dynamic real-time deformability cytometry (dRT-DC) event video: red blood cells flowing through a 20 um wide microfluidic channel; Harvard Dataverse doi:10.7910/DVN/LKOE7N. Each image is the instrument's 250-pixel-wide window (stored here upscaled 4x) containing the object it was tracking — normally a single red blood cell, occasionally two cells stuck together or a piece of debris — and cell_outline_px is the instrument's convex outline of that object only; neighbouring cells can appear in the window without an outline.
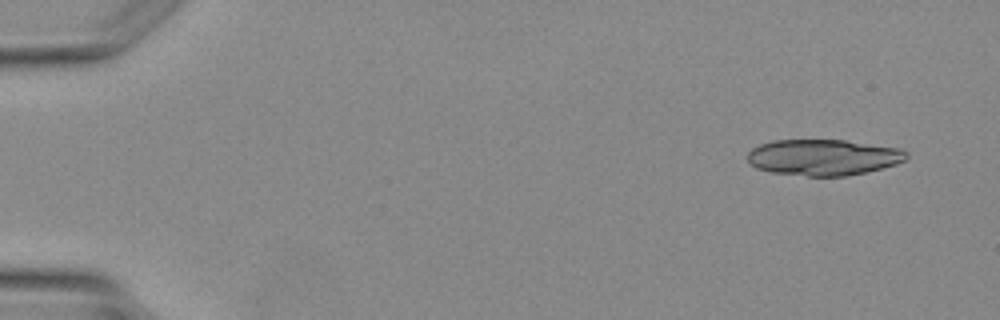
{"species": "Egyptian fruit bat (a non-hibernating species)", "species_latin": "Rousettus aegyptiacus", "temperature_condition": "warm", "stored_images_in_passage": 2, "camera_frame_rate_fps": 3000, "um_per_image_px": 0.085, "animal": {"sex": "female"}, "frame": {"image": 1, "passage_image": 2, "time_ms": 1.333, "image_size_px": [1000, 320], "cell_outline_px": [[908, 156], [904, 160], [896, 164], [848, 176], [808, 176], [772, 172], [756, 168], [748, 160], [748, 152], [752, 148], [760, 144], [772, 140], [844, 140], [900, 148], [908, 152]], "centroid_in_image_um": [69.98, 13.36], "position_along_channel_um": 15.0, "area_um2": 33.29}}